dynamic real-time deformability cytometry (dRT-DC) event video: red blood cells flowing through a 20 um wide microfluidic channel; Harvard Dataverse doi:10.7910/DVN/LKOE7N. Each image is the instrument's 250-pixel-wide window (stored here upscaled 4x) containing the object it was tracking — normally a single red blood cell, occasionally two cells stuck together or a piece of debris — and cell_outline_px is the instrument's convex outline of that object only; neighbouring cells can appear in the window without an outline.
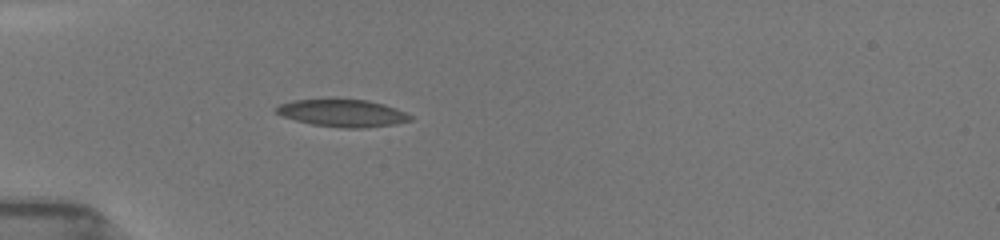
{"species": "common noctule bat (a hibernating species)", "species_latin": "Nyctalus noctula", "temperature_condition": "room temperature", "stored_images_in_passage": 7, "camera_frame_rate_fps": 3000, "um_per_image_px": 0.085, "animal": {"sex": "female", "body_mass_g": 19.5, "forearm_length_mm": 54.1}, "frame": {"image": 1, "passage_image": 5, "time_ms": 1.667, "image_size_px": [1000, 240], "cell_outline_px": [[412, 120], [396, 124], [364, 128], [340, 128], [312, 124], [280, 116], [276, 112], [276, 108], [280, 104], [296, 100], [336, 96], [368, 100], [384, 104], [396, 108], [412, 116]], "centroid_in_image_um": [29.11, 9.57], "position_along_channel_um": 55.9, "area_um2": 22.2}}
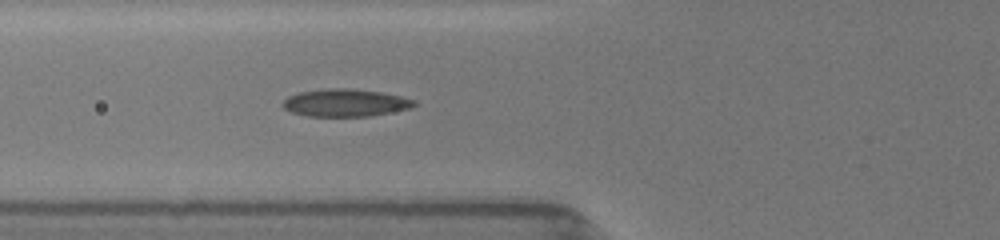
{"frame": {"image": 2, "passage_image": 7, "time_ms": 3.0, "image_size_px": [1000, 240], "cell_outline_px": [[416, 104], [412, 108], [372, 116], [308, 116], [292, 112], [284, 108], [280, 104], [288, 96], [300, 92], [324, 88], [352, 88], [380, 92], [400, 96], [416, 100]], "centroid_in_image_um": [29.36, 8.73], "position_along_channel_um": 96.4, "area_um2": 21.21}}